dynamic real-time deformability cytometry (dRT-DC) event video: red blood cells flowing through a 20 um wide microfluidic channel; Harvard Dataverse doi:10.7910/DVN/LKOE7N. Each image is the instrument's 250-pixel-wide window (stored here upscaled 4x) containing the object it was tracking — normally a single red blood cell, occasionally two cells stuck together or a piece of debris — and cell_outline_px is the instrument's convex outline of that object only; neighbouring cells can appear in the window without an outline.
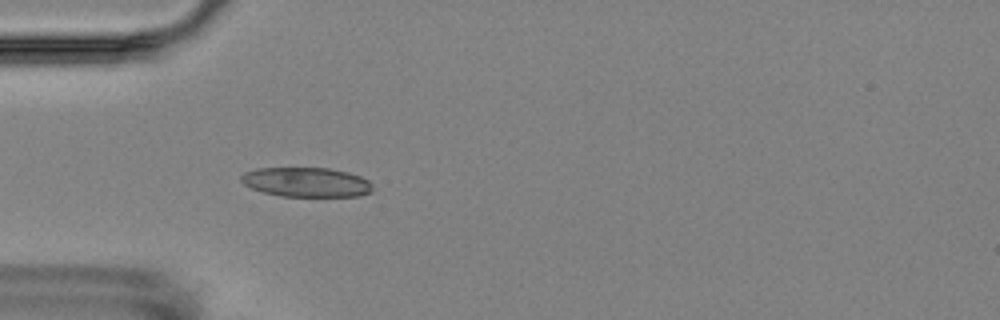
{"species": "Egyptian fruit bat (a non-hibernating species)", "species_latin": "Rousettus aegyptiacus", "temperature_condition": "room temperature", "stored_images_in_passage": 4, "camera_frame_rate_fps": 3000, "um_per_image_px": 0.085, "animal": {"sex": "female"}, "frame": {"image": 1, "passage_image": 4, "time_ms": 3.333, "image_size_px": [1000, 320], "cell_outline_px": [[372, 192], [360, 196], [280, 196], [264, 192], [252, 188], [244, 184], [240, 180], [240, 176], [244, 172], [256, 168], [328, 168], [348, 172], [360, 176], [368, 180], [372, 184]], "centroid_in_image_um": [26.04, 15.48], "position_along_channel_um": 59.0, "area_um2": 22.66}}